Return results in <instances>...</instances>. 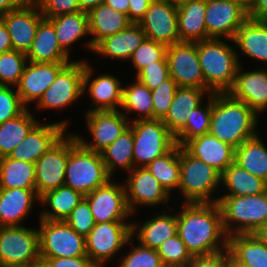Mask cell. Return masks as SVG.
<instances>
[{
	"mask_svg": "<svg viewBox=\"0 0 267 267\" xmlns=\"http://www.w3.org/2000/svg\"><path fill=\"white\" fill-rule=\"evenodd\" d=\"M65 222L78 234L86 237L94 228L95 221L88 201L83 198L80 203L72 210Z\"/></svg>",
	"mask_w": 267,
	"mask_h": 267,
	"instance_id": "cell-49",
	"label": "cell"
},
{
	"mask_svg": "<svg viewBox=\"0 0 267 267\" xmlns=\"http://www.w3.org/2000/svg\"><path fill=\"white\" fill-rule=\"evenodd\" d=\"M221 184V174L190 155L180 146V183L179 188L184 203H218V198H211Z\"/></svg>",
	"mask_w": 267,
	"mask_h": 267,
	"instance_id": "cell-6",
	"label": "cell"
},
{
	"mask_svg": "<svg viewBox=\"0 0 267 267\" xmlns=\"http://www.w3.org/2000/svg\"><path fill=\"white\" fill-rule=\"evenodd\" d=\"M161 257L157 249L142 246H132L130 253L123 256L119 267H162Z\"/></svg>",
	"mask_w": 267,
	"mask_h": 267,
	"instance_id": "cell-47",
	"label": "cell"
},
{
	"mask_svg": "<svg viewBox=\"0 0 267 267\" xmlns=\"http://www.w3.org/2000/svg\"><path fill=\"white\" fill-rule=\"evenodd\" d=\"M67 124V121H58L48 125H43L39 122L8 157L35 163L63 135H66L64 133H66Z\"/></svg>",
	"mask_w": 267,
	"mask_h": 267,
	"instance_id": "cell-20",
	"label": "cell"
},
{
	"mask_svg": "<svg viewBox=\"0 0 267 267\" xmlns=\"http://www.w3.org/2000/svg\"><path fill=\"white\" fill-rule=\"evenodd\" d=\"M30 0H0V18L9 11L22 8Z\"/></svg>",
	"mask_w": 267,
	"mask_h": 267,
	"instance_id": "cell-57",
	"label": "cell"
},
{
	"mask_svg": "<svg viewBox=\"0 0 267 267\" xmlns=\"http://www.w3.org/2000/svg\"><path fill=\"white\" fill-rule=\"evenodd\" d=\"M133 146L134 133L129 127L101 152L107 174L110 177H112L113 172L118 166L127 172L134 168Z\"/></svg>",
	"mask_w": 267,
	"mask_h": 267,
	"instance_id": "cell-39",
	"label": "cell"
},
{
	"mask_svg": "<svg viewBox=\"0 0 267 267\" xmlns=\"http://www.w3.org/2000/svg\"><path fill=\"white\" fill-rule=\"evenodd\" d=\"M176 81L169 77L163 81L156 89L152 90L153 119H163L171 105L177 89Z\"/></svg>",
	"mask_w": 267,
	"mask_h": 267,
	"instance_id": "cell-48",
	"label": "cell"
},
{
	"mask_svg": "<svg viewBox=\"0 0 267 267\" xmlns=\"http://www.w3.org/2000/svg\"><path fill=\"white\" fill-rule=\"evenodd\" d=\"M242 69L239 65L234 83L227 93L246 103L258 115L267 109V70L242 72Z\"/></svg>",
	"mask_w": 267,
	"mask_h": 267,
	"instance_id": "cell-23",
	"label": "cell"
},
{
	"mask_svg": "<svg viewBox=\"0 0 267 267\" xmlns=\"http://www.w3.org/2000/svg\"><path fill=\"white\" fill-rule=\"evenodd\" d=\"M227 250L249 267H267V245L254 234L228 236Z\"/></svg>",
	"mask_w": 267,
	"mask_h": 267,
	"instance_id": "cell-33",
	"label": "cell"
},
{
	"mask_svg": "<svg viewBox=\"0 0 267 267\" xmlns=\"http://www.w3.org/2000/svg\"><path fill=\"white\" fill-rule=\"evenodd\" d=\"M205 92L209 93L200 88L177 87L168 112L162 119L174 136L186 125L191 110L201 105Z\"/></svg>",
	"mask_w": 267,
	"mask_h": 267,
	"instance_id": "cell-30",
	"label": "cell"
},
{
	"mask_svg": "<svg viewBox=\"0 0 267 267\" xmlns=\"http://www.w3.org/2000/svg\"><path fill=\"white\" fill-rule=\"evenodd\" d=\"M127 179L126 201L131 214L138 205L156 206L160 203L165 205L170 200L167 190L146 167L133 168Z\"/></svg>",
	"mask_w": 267,
	"mask_h": 267,
	"instance_id": "cell-19",
	"label": "cell"
},
{
	"mask_svg": "<svg viewBox=\"0 0 267 267\" xmlns=\"http://www.w3.org/2000/svg\"><path fill=\"white\" fill-rule=\"evenodd\" d=\"M47 19L53 23L58 43L68 55L70 53L68 47L87 34L90 35L88 13L86 12L77 11Z\"/></svg>",
	"mask_w": 267,
	"mask_h": 267,
	"instance_id": "cell-34",
	"label": "cell"
},
{
	"mask_svg": "<svg viewBox=\"0 0 267 267\" xmlns=\"http://www.w3.org/2000/svg\"><path fill=\"white\" fill-rule=\"evenodd\" d=\"M169 76L177 86L207 90L198 59L197 42H179L167 46Z\"/></svg>",
	"mask_w": 267,
	"mask_h": 267,
	"instance_id": "cell-12",
	"label": "cell"
},
{
	"mask_svg": "<svg viewBox=\"0 0 267 267\" xmlns=\"http://www.w3.org/2000/svg\"><path fill=\"white\" fill-rule=\"evenodd\" d=\"M198 59L209 94L227 93L241 62L236 49L220 38L197 41Z\"/></svg>",
	"mask_w": 267,
	"mask_h": 267,
	"instance_id": "cell-3",
	"label": "cell"
},
{
	"mask_svg": "<svg viewBox=\"0 0 267 267\" xmlns=\"http://www.w3.org/2000/svg\"><path fill=\"white\" fill-rule=\"evenodd\" d=\"M34 199L40 201L36 189L0 188V227L21 226L32 210Z\"/></svg>",
	"mask_w": 267,
	"mask_h": 267,
	"instance_id": "cell-25",
	"label": "cell"
},
{
	"mask_svg": "<svg viewBox=\"0 0 267 267\" xmlns=\"http://www.w3.org/2000/svg\"><path fill=\"white\" fill-rule=\"evenodd\" d=\"M146 168L170 194L179 188L180 145L176 144L168 153L156 158Z\"/></svg>",
	"mask_w": 267,
	"mask_h": 267,
	"instance_id": "cell-41",
	"label": "cell"
},
{
	"mask_svg": "<svg viewBox=\"0 0 267 267\" xmlns=\"http://www.w3.org/2000/svg\"><path fill=\"white\" fill-rule=\"evenodd\" d=\"M40 258L39 231L24 226L0 227V266L31 265Z\"/></svg>",
	"mask_w": 267,
	"mask_h": 267,
	"instance_id": "cell-10",
	"label": "cell"
},
{
	"mask_svg": "<svg viewBox=\"0 0 267 267\" xmlns=\"http://www.w3.org/2000/svg\"><path fill=\"white\" fill-rule=\"evenodd\" d=\"M167 46L146 38L133 52L131 56L136 74L146 65L155 64V61L166 59Z\"/></svg>",
	"mask_w": 267,
	"mask_h": 267,
	"instance_id": "cell-46",
	"label": "cell"
},
{
	"mask_svg": "<svg viewBox=\"0 0 267 267\" xmlns=\"http://www.w3.org/2000/svg\"><path fill=\"white\" fill-rule=\"evenodd\" d=\"M39 123L26 108L20 115L0 124V158L9 156Z\"/></svg>",
	"mask_w": 267,
	"mask_h": 267,
	"instance_id": "cell-38",
	"label": "cell"
},
{
	"mask_svg": "<svg viewBox=\"0 0 267 267\" xmlns=\"http://www.w3.org/2000/svg\"><path fill=\"white\" fill-rule=\"evenodd\" d=\"M129 127L134 133V168L146 167L176 145L174 135L161 119L136 120Z\"/></svg>",
	"mask_w": 267,
	"mask_h": 267,
	"instance_id": "cell-7",
	"label": "cell"
},
{
	"mask_svg": "<svg viewBox=\"0 0 267 267\" xmlns=\"http://www.w3.org/2000/svg\"><path fill=\"white\" fill-rule=\"evenodd\" d=\"M157 252L163 265H188L193 258L178 233L163 242Z\"/></svg>",
	"mask_w": 267,
	"mask_h": 267,
	"instance_id": "cell-45",
	"label": "cell"
},
{
	"mask_svg": "<svg viewBox=\"0 0 267 267\" xmlns=\"http://www.w3.org/2000/svg\"><path fill=\"white\" fill-rule=\"evenodd\" d=\"M169 69L167 60L155 61V64L146 65L137 74L135 79L143 83L151 91L168 79Z\"/></svg>",
	"mask_w": 267,
	"mask_h": 267,
	"instance_id": "cell-51",
	"label": "cell"
},
{
	"mask_svg": "<svg viewBox=\"0 0 267 267\" xmlns=\"http://www.w3.org/2000/svg\"><path fill=\"white\" fill-rule=\"evenodd\" d=\"M0 188L36 189L34 163L0 158Z\"/></svg>",
	"mask_w": 267,
	"mask_h": 267,
	"instance_id": "cell-40",
	"label": "cell"
},
{
	"mask_svg": "<svg viewBox=\"0 0 267 267\" xmlns=\"http://www.w3.org/2000/svg\"><path fill=\"white\" fill-rule=\"evenodd\" d=\"M183 148L190 155L204 161L220 174L234 162L235 148L210 133L189 140Z\"/></svg>",
	"mask_w": 267,
	"mask_h": 267,
	"instance_id": "cell-24",
	"label": "cell"
},
{
	"mask_svg": "<svg viewBox=\"0 0 267 267\" xmlns=\"http://www.w3.org/2000/svg\"><path fill=\"white\" fill-rule=\"evenodd\" d=\"M43 18L40 7L34 0L28 1L20 9L9 11L0 18L10 34L14 50L28 53L32 47L39 22Z\"/></svg>",
	"mask_w": 267,
	"mask_h": 267,
	"instance_id": "cell-18",
	"label": "cell"
},
{
	"mask_svg": "<svg viewBox=\"0 0 267 267\" xmlns=\"http://www.w3.org/2000/svg\"><path fill=\"white\" fill-rule=\"evenodd\" d=\"M92 73H94L92 66L85 61L83 92L86 91L88 86V93H90L89 95L95 103L90 104L87 112L120 110L123 94L121 81L114 75L102 74L92 79L90 83Z\"/></svg>",
	"mask_w": 267,
	"mask_h": 267,
	"instance_id": "cell-22",
	"label": "cell"
},
{
	"mask_svg": "<svg viewBox=\"0 0 267 267\" xmlns=\"http://www.w3.org/2000/svg\"><path fill=\"white\" fill-rule=\"evenodd\" d=\"M34 267H50L45 261L39 260L34 264Z\"/></svg>",
	"mask_w": 267,
	"mask_h": 267,
	"instance_id": "cell-64",
	"label": "cell"
},
{
	"mask_svg": "<svg viewBox=\"0 0 267 267\" xmlns=\"http://www.w3.org/2000/svg\"><path fill=\"white\" fill-rule=\"evenodd\" d=\"M40 258H69L87 256L85 237L65 221L40 219Z\"/></svg>",
	"mask_w": 267,
	"mask_h": 267,
	"instance_id": "cell-8",
	"label": "cell"
},
{
	"mask_svg": "<svg viewBox=\"0 0 267 267\" xmlns=\"http://www.w3.org/2000/svg\"><path fill=\"white\" fill-rule=\"evenodd\" d=\"M208 95L206 106L199 105L191 110V115L188 116L186 125L174 136L176 144L181 147L189 140L209 133L212 113V94Z\"/></svg>",
	"mask_w": 267,
	"mask_h": 267,
	"instance_id": "cell-43",
	"label": "cell"
},
{
	"mask_svg": "<svg viewBox=\"0 0 267 267\" xmlns=\"http://www.w3.org/2000/svg\"><path fill=\"white\" fill-rule=\"evenodd\" d=\"M50 267H100L87 256L69 257V258H41Z\"/></svg>",
	"mask_w": 267,
	"mask_h": 267,
	"instance_id": "cell-53",
	"label": "cell"
},
{
	"mask_svg": "<svg viewBox=\"0 0 267 267\" xmlns=\"http://www.w3.org/2000/svg\"><path fill=\"white\" fill-rule=\"evenodd\" d=\"M162 267H187V265H163Z\"/></svg>",
	"mask_w": 267,
	"mask_h": 267,
	"instance_id": "cell-66",
	"label": "cell"
},
{
	"mask_svg": "<svg viewBox=\"0 0 267 267\" xmlns=\"http://www.w3.org/2000/svg\"><path fill=\"white\" fill-rule=\"evenodd\" d=\"M0 267H34V264L31 265H7V266H0Z\"/></svg>",
	"mask_w": 267,
	"mask_h": 267,
	"instance_id": "cell-65",
	"label": "cell"
},
{
	"mask_svg": "<svg viewBox=\"0 0 267 267\" xmlns=\"http://www.w3.org/2000/svg\"><path fill=\"white\" fill-rule=\"evenodd\" d=\"M69 156V135L62 136L35 163V186L39 197L64 185Z\"/></svg>",
	"mask_w": 267,
	"mask_h": 267,
	"instance_id": "cell-14",
	"label": "cell"
},
{
	"mask_svg": "<svg viewBox=\"0 0 267 267\" xmlns=\"http://www.w3.org/2000/svg\"><path fill=\"white\" fill-rule=\"evenodd\" d=\"M206 0H178L177 17L180 42L207 39Z\"/></svg>",
	"mask_w": 267,
	"mask_h": 267,
	"instance_id": "cell-26",
	"label": "cell"
},
{
	"mask_svg": "<svg viewBox=\"0 0 267 267\" xmlns=\"http://www.w3.org/2000/svg\"><path fill=\"white\" fill-rule=\"evenodd\" d=\"M28 62L26 53L10 50L0 54V85L16 87Z\"/></svg>",
	"mask_w": 267,
	"mask_h": 267,
	"instance_id": "cell-44",
	"label": "cell"
},
{
	"mask_svg": "<svg viewBox=\"0 0 267 267\" xmlns=\"http://www.w3.org/2000/svg\"><path fill=\"white\" fill-rule=\"evenodd\" d=\"M84 198L89 203L95 223L125 222L131 215L127 206L125 185L113 183L111 179Z\"/></svg>",
	"mask_w": 267,
	"mask_h": 267,
	"instance_id": "cell-17",
	"label": "cell"
},
{
	"mask_svg": "<svg viewBox=\"0 0 267 267\" xmlns=\"http://www.w3.org/2000/svg\"><path fill=\"white\" fill-rule=\"evenodd\" d=\"M27 59L31 62L71 63L69 55L60 47L53 23L43 18L37 27Z\"/></svg>",
	"mask_w": 267,
	"mask_h": 267,
	"instance_id": "cell-27",
	"label": "cell"
},
{
	"mask_svg": "<svg viewBox=\"0 0 267 267\" xmlns=\"http://www.w3.org/2000/svg\"><path fill=\"white\" fill-rule=\"evenodd\" d=\"M226 267H249L248 265L236 260L229 252L226 250Z\"/></svg>",
	"mask_w": 267,
	"mask_h": 267,
	"instance_id": "cell-61",
	"label": "cell"
},
{
	"mask_svg": "<svg viewBox=\"0 0 267 267\" xmlns=\"http://www.w3.org/2000/svg\"><path fill=\"white\" fill-rule=\"evenodd\" d=\"M104 4L108 5L115 11L126 14L128 17V9L130 6L129 0H104Z\"/></svg>",
	"mask_w": 267,
	"mask_h": 267,
	"instance_id": "cell-59",
	"label": "cell"
},
{
	"mask_svg": "<svg viewBox=\"0 0 267 267\" xmlns=\"http://www.w3.org/2000/svg\"><path fill=\"white\" fill-rule=\"evenodd\" d=\"M258 135L235 149L234 162L267 182V148Z\"/></svg>",
	"mask_w": 267,
	"mask_h": 267,
	"instance_id": "cell-37",
	"label": "cell"
},
{
	"mask_svg": "<svg viewBox=\"0 0 267 267\" xmlns=\"http://www.w3.org/2000/svg\"><path fill=\"white\" fill-rule=\"evenodd\" d=\"M146 38L141 26L138 23H131L126 29L101 40L94 47L93 52L102 57L128 60Z\"/></svg>",
	"mask_w": 267,
	"mask_h": 267,
	"instance_id": "cell-29",
	"label": "cell"
},
{
	"mask_svg": "<svg viewBox=\"0 0 267 267\" xmlns=\"http://www.w3.org/2000/svg\"><path fill=\"white\" fill-rule=\"evenodd\" d=\"M44 18L81 11L77 0H34Z\"/></svg>",
	"mask_w": 267,
	"mask_h": 267,
	"instance_id": "cell-52",
	"label": "cell"
},
{
	"mask_svg": "<svg viewBox=\"0 0 267 267\" xmlns=\"http://www.w3.org/2000/svg\"><path fill=\"white\" fill-rule=\"evenodd\" d=\"M85 73V61H71L56 76L55 81L43 93L37 107L39 109H59L84 94L83 78Z\"/></svg>",
	"mask_w": 267,
	"mask_h": 267,
	"instance_id": "cell-11",
	"label": "cell"
},
{
	"mask_svg": "<svg viewBox=\"0 0 267 267\" xmlns=\"http://www.w3.org/2000/svg\"><path fill=\"white\" fill-rule=\"evenodd\" d=\"M248 18L267 22V0H255L253 6L248 11Z\"/></svg>",
	"mask_w": 267,
	"mask_h": 267,
	"instance_id": "cell-56",
	"label": "cell"
},
{
	"mask_svg": "<svg viewBox=\"0 0 267 267\" xmlns=\"http://www.w3.org/2000/svg\"><path fill=\"white\" fill-rule=\"evenodd\" d=\"M248 18V10L232 0H206L205 25L208 38L232 41L240 25Z\"/></svg>",
	"mask_w": 267,
	"mask_h": 267,
	"instance_id": "cell-16",
	"label": "cell"
},
{
	"mask_svg": "<svg viewBox=\"0 0 267 267\" xmlns=\"http://www.w3.org/2000/svg\"><path fill=\"white\" fill-rule=\"evenodd\" d=\"M13 50L10 34L6 25L0 20V54Z\"/></svg>",
	"mask_w": 267,
	"mask_h": 267,
	"instance_id": "cell-58",
	"label": "cell"
},
{
	"mask_svg": "<svg viewBox=\"0 0 267 267\" xmlns=\"http://www.w3.org/2000/svg\"><path fill=\"white\" fill-rule=\"evenodd\" d=\"M132 240L134 241L132 223L109 221L96 223L85 237L87 257L103 267L105 261L114 257L124 245L129 242L133 245Z\"/></svg>",
	"mask_w": 267,
	"mask_h": 267,
	"instance_id": "cell-9",
	"label": "cell"
},
{
	"mask_svg": "<svg viewBox=\"0 0 267 267\" xmlns=\"http://www.w3.org/2000/svg\"><path fill=\"white\" fill-rule=\"evenodd\" d=\"M83 198L80 192L65 185L50 190L40 197V202L48 205L51 210L41 211L39 219L65 221Z\"/></svg>",
	"mask_w": 267,
	"mask_h": 267,
	"instance_id": "cell-36",
	"label": "cell"
},
{
	"mask_svg": "<svg viewBox=\"0 0 267 267\" xmlns=\"http://www.w3.org/2000/svg\"><path fill=\"white\" fill-rule=\"evenodd\" d=\"M257 114L244 102L228 93L212 94L209 133L235 149L257 135Z\"/></svg>",
	"mask_w": 267,
	"mask_h": 267,
	"instance_id": "cell-2",
	"label": "cell"
},
{
	"mask_svg": "<svg viewBox=\"0 0 267 267\" xmlns=\"http://www.w3.org/2000/svg\"><path fill=\"white\" fill-rule=\"evenodd\" d=\"M187 267H226V250L207 256H193Z\"/></svg>",
	"mask_w": 267,
	"mask_h": 267,
	"instance_id": "cell-54",
	"label": "cell"
},
{
	"mask_svg": "<svg viewBox=\"0 0 267 267\" xmlns=\"http://www.w3.org/2000/svg\"><path fill=\"white\" fill-rule=\"evenodd\" d=\"M128 19L132 23H139L147 12L151 0H129Z\"/></svg>",
	"mask_w": 267,
	"mask_h": 267,
	"instance_id": "cell-55",
	"label": "cell"
},
{
	"mask_svg": "<svg viewBox=\"0 0 267 267\" xmlns=\"http://www.w3.org/2000/svg\"><path fill=\"white\" fill-rule=\"evenodd\" d=\"M81 11L89 13L98 5L104 3V0H77Z\"/></svg>",
	"mask_w": 267,
	"mask_h": 267,
	"instance_id": "cell-60",
	"label": "cell"
},
{
	"mask_svg": "<svg viewBox=\"0 0 267 267\" xmlns=\"http://www.w3.org/2000/svg\"><path fill=\"white\" fill-rule=\"evenodd\" d=\"M146 37L166 46L179 43L177 1H151L147 12L138 23Z\"/></svg>",
	"mask_w": 267,
	"mask_h": 267,
	"instance_id": "cell-13",
	"label": "cell"
},
{
	"mask_svg": "<svg viewBox=\"0 0 267 267\" xmlns=\"http://www.w3.org/2000/svg\"><path fill=\"white\" fill-rule=\"evenodd\" d=\"M86 120L92 142H85L79 135H76V138L85 149L98 153L113 143L130 126L126 113L120 110L87 112Z\"/></svg>",
	"mask_w": 267,
	"mask_h": 267,
	"instance_id": "cell-15",
	"label": "cell"
},
{
	"mask_svg": "<svg viewBox=\"0 0 267 267\" xmlns=\"http://www.w3.org/2000/svg\"><path fill=\"white\" fill-rule=\"evenodd\" d=\"M137 224L132 223V236L138 233V242L148 248L157 249L168 238L177 234V215L166 214V211L150 217L139 228Z\"/></svg>",
	"mask_w": 267,
	"mask_h": 267,
	"instance_id": "cell-32",
	"label": "cell"
},
{
	"mask_svg": "<svg viewBox=\"0 0 267 267\" xmlns=\"http://www.w3.org/2000/svg\"><path fill=\"white\" fill-rule=\"evenodd\" d=\"M253 234L267 245V222L261 225Z\"/></svg>",
	"mask_w": 267,
	"mask_h": 267,
	"instance_id": "cell-62",
	"label": "cell"
},
{
	"mask_svg": "<svg viewBox=\"0 0 267 267\" xmlns=\"http://www.w3.org/2000/svg\"><path fill=\"white\" fill-rule=\"evenodd\" d=\"M235 2L240 3L244 8H246L248 11L253 6L255 0H232Z\"/></svg>",
	"mask_w": 267,
	"mask_h": 267,
	"instance_id": "cell-63",
	"label": "cell"
},
{
	"mask_svg": "<svg viewBox=\"0 0 267 267\" xmlns=\"http://www.w3.org/2000/svg\"><path fill=\"white\" fill-rule=\"evenodd\" d=\"M217 198L222 213L223 229L227 236L253 234L267 222V191L260 195H222ZM235 222L238 224L236 228L233 227Z\"/></svg>",
	"mask_w": 267,
	"mask_h": 267,
	"instance_id": "cell-5",
	"label": "cell"
},
{
	"mask_svg": "<svg viewBox=\"0 0 267 267\" xmlns=\"http://www.w3.org/2000/svg\"><path fill=\"white\" fill-rule=\"evenodd\" d=\"M88 19L89 32L93 38L85 44L91 51L101 40L126 29L132 23L126 14L115 11L104 3L92 9L88 13Z\"/></svg>",
	"mask_w": 267,
	"mask_h": 267,
	"instance_id": "cell-28",
	"label": "cell"
},
{
	"mask_svg": "<svg viewBox=\"0 0 267 267\" xmlns=\"http://www.w3.org/2000/svg\"><path fill=\"white\" fill-rule=\"evenodd\" d=\"M26 64L19 84L15 87L21 102L27 108L28 103L39 101L43 93L55 81L58 73L68 63L31 62Z\"/></svg>",
	"mask_w": 267,
	"mask_h": 267,
	"instance_id": "cell-21",
	"label": "cell"
},
{
	"mask_svg": "<svg viewBox=\"0 0 267 267\" xmlns=\"http://www.w3.org/2000/svg\"><path fill=\"white\" fill-rule=\"evenodd\" d=\"M221 183L228 189L224 196L260 195L267 191V182L233 162L221 174Z\"/></svg>",
	"mask_w": 267,
	"mask_h": 267,
	"instance_id": "cell-35",
	"label": "cell"
},
{
	"mask_svg": "<svg viewBox=\"0 0 267 267\" xmlns=\"http://www.w3.org/2000/svg\"><path fill=\"white\" fill-rule=\"evenodd\" d=\"M182 204L177 214V233L190 254L207 256L227 250L228 236L218 203Z\"/></svg>",
	"mask_w": 267,
	"mask_h": 267,
	"instance_id": "cell-1",
	"label": "cell"
},
{
	"mask_svg": "<svg viewBox=\"0 0 267 267\" xmlns=\"http://www.w3.org/2000/svg\"><path fill=\"white\" fill-rule=\"evenodd\" d=\"M26 107L14 88L0 85V124L20 115Z\"/></svg>",
	"mask_w": 267,
	"mask_h": 267,
	"instance_id": "cell-50",
	"label": "cell"
},
{
	"mask_svg": "<svg viewBox=\"0 0 267 267\" xmlns=\"http://www.w3.org/2000/svg\"><path fill=\"white\" fill-rule=\"evenodd\" d=\"M237 48L252 59L267 65V22L247 18L238 28L234 39Z\"/></svg>",
	"mask_w": 267,
	"mask_h": 267,
	"instance_id": "cell-31",
	"label": "cell"
},
{
	"mask_svg": "<svg viewBox=\"0 0 267 267\" xmlns=\"http://www.w3.org/2000/svg\"><path fill=\"white\" fill-rule=\"evenodd\" d=\"M110 179L101 153L85 149L76 135L70 134L64 185L86 196Z\"/></svg>",
	"mask_w": 267,
	"mask_h": 267,
	"instance_id": "cell-4",
	"label": "cell"
},
{
	"mask_svg": "<svg viewBox=\"0 0 267 267\" xmlns=\"http://www.w3.org/2000/svg\"><path fill=\"white\" fill-rule=\"evenodd\" d=\"M121 108L128 115L132 111L138 112L140 115L139 118H133L129 121L153 119L151 90L136 79L132 85L123 87Z\"/></svg>",
	"mask_w": 267,
	"mask_h": 267,
	"instance_id": "cell-42",
	"label": "cell"
}]
</instances>
